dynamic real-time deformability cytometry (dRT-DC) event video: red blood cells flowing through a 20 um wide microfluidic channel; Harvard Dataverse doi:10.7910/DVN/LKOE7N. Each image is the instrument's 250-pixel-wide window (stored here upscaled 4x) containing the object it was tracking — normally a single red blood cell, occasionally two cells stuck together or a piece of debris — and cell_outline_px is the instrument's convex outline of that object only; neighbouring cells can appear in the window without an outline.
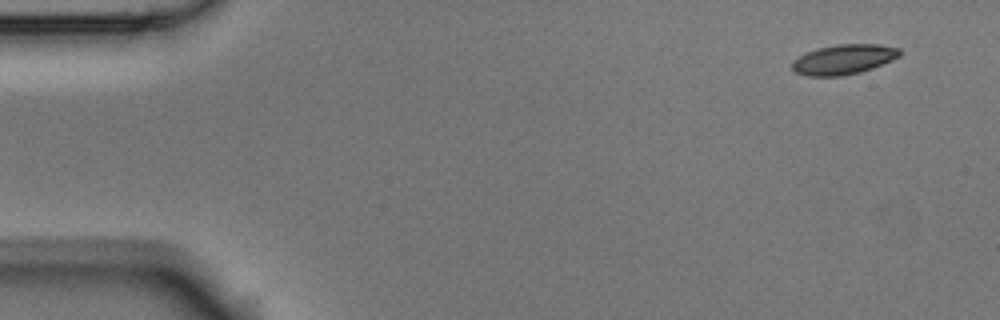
{"species": "Egyptian fruit bat (a non-hibernating species)", "species_latin": "Rousettus aegyptiacus", "temperature_condition": "room temperature", "stored_images_in_passage": 6, "camera_frame_rate_fps": 3000, "um_per_image_px": 0.085, "animal": {"sex": "male"}, "frame": {"image": 1, "passage_image": 1, "time_ms": 0.0, "image_size_px": [1000, 320], "cell_outline_px": [[900, 56], [892, 60], [872, 68], [860, 72], [840, 76], [808, 76], [796, 72], [792, 68], [792, 60], [808, 52], [820, 48], [836, 44], [876, 44], [900, 48]], "centroid_in_image_um": [71.72, 5.05], "position_along_channel_um": 13.3, "area_um2": 18.55}}
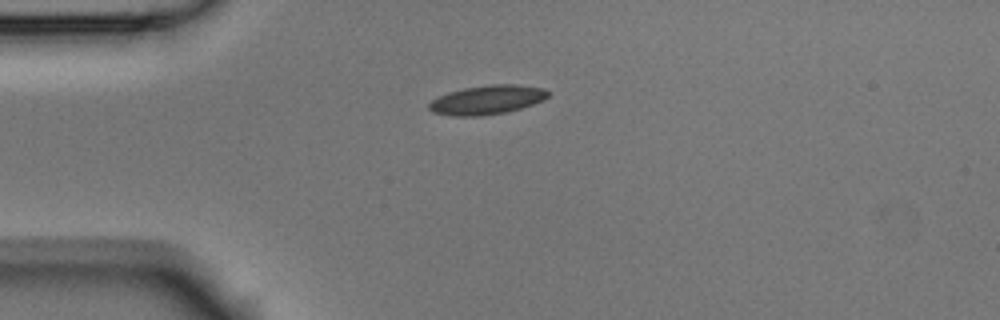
{"frame": {"image": 2, "passage_image": 4, "time_ms": 1.0, "image_size_px": [1000, 320], "cell_outline_px": [[548, 96], [544, 100], [508, 112], [480, 116], [456, 116], [432, 112], [428, 108], [428, 104], [436, 96], [448, 92], [464, 88], [488, 84], [516, 84], [544, 88], [548, 92]], "centroid_in_image_um": [41.38, 8.48], "position_along_channel_um": 43.6, "area_um2": 20.29}}
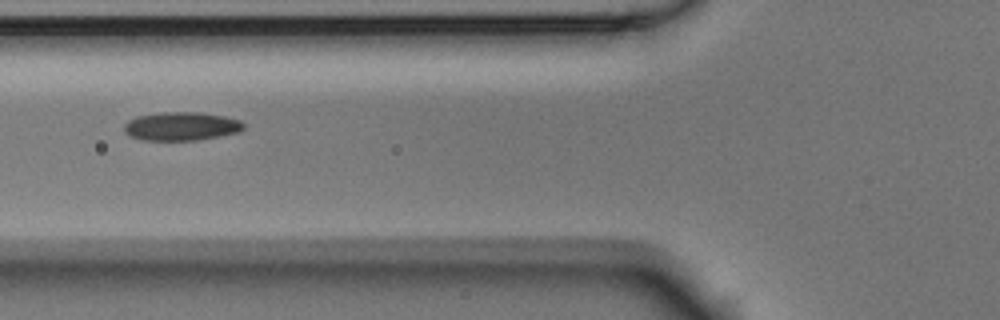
{"frame": {"image": 3, "passage_image": 6, "time_ms": 1.667, "image_size_px": [1000, 320], "cell_outline_px": [[244, 128], [240, 132], [220, 136], [196, 140], [140, 140], [128, 136], [124, 132], [124, 124], [128, 120], [136, 116], [160, 112], [196, 112], [224, 116], [240, 120], [244, 124]], "centroid_in_image_um": [15.38, 10.73], "position_along_channel_um": 110.4, "area_um2": 20.06}}